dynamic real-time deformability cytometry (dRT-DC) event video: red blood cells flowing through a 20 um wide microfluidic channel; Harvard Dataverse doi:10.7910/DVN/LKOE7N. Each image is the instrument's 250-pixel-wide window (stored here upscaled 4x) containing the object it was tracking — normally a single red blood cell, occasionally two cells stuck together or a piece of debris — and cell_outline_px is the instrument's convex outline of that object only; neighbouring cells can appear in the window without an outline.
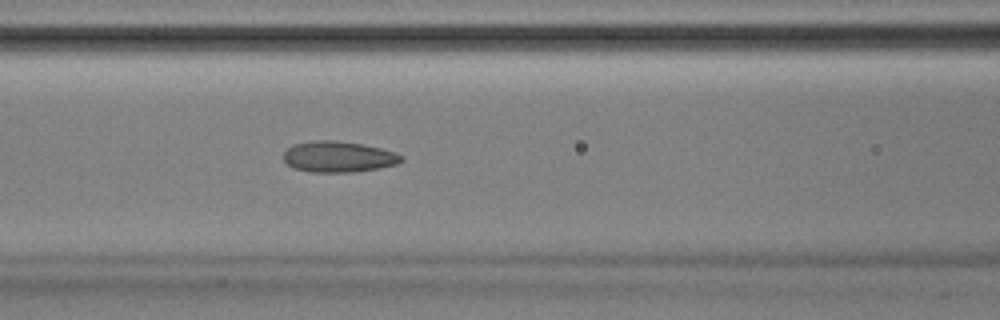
{"species": "Egyptian fruit bat (a non-hibernating species)", "species_latin": "Rousettus aegyptiacus", "temperature_condition": "room temperature", "stored_images_in_passage": 51, "camera_frame_rate_fps": 3000, "um_per_image_px": 0.085, "animal": {"sex": "male"}, "frame": {"image": 1, "passage_image": 21, "time_ms": 6.667, "image_size_px": [1000, 320], "cell_outline_px": [[404, 160], [396, 164], [376, 168], [352, 172], [312, 172], [296, 168], [288, 164], [284, 160], [284, 152], [292, 144], [316, 140], [336, 140], [360, 144], [380, 148], [396, 152], [404, 156]], "centroid_in_image_um": [28.78, 13.31], "position_along_channel_um": 137.8, "area_um2": 21.1}}
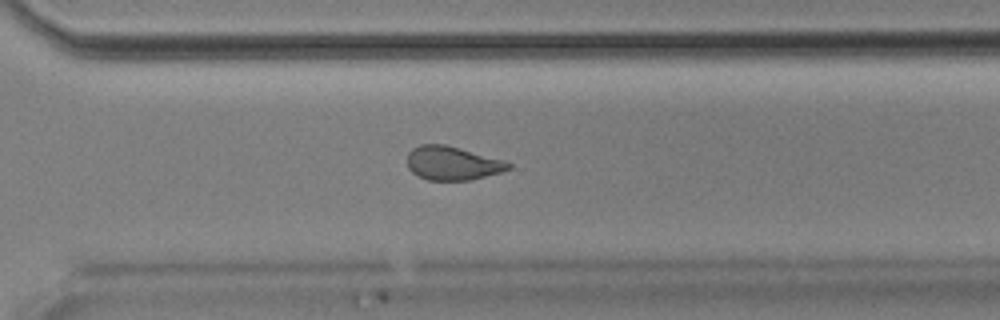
{"frame": {"image": 2, "passage_image": 36, "time_ms": 11.667, "image_size_px": [1000, 320], "cell_outline_px": [[512, 168], [500, 172], [472, 180], [428, 180], [416, 176], [408, 168], [408, 152], [412, 148], [420, 144], [444, 144], [460, 148], [504, 160], [512, 164]], "centroid_in_image_um": [38.44, 13.87], "position_along_channel_um": 332.2, "area_um2": 20.0}}
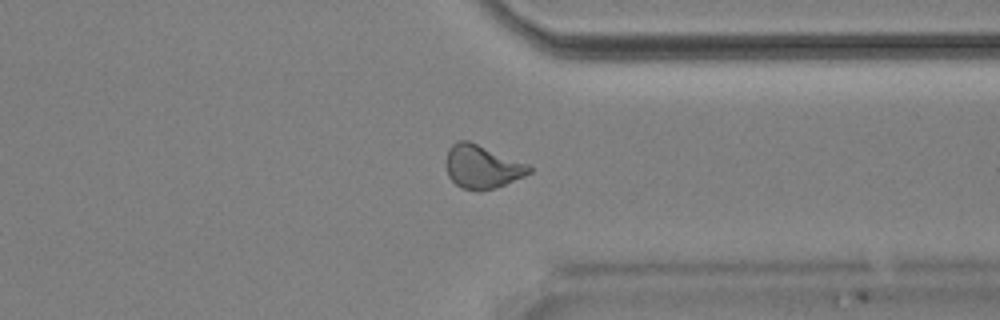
{"frame": {"image": 3, "passage_image": 39, "time_ms": 12.667, "image_size_px": [1000, 320], "cell_outline_px": [[532, 172], [524, 176], [504, 184], [480, 192], [460, 188], [448, 176], [448, 148], [456, 140], [468, 140], [528, 164], [532, 168]], "centroid_in_image_um": [40.98, 14.17], "position_along_channel_um": 370.4, "area_um2": 20.75}, "authors_computed_cell_mechanics": {"area_um2": 21.3282, "velocity_mm_per_s": 3.8943, "shape_relaxation_time_tau1_ms": null, "shape_relaxation_time_tau2_ms": 1.9521, "deformation_change_tau1": null, "deformation_change_tau2": 0.094}}